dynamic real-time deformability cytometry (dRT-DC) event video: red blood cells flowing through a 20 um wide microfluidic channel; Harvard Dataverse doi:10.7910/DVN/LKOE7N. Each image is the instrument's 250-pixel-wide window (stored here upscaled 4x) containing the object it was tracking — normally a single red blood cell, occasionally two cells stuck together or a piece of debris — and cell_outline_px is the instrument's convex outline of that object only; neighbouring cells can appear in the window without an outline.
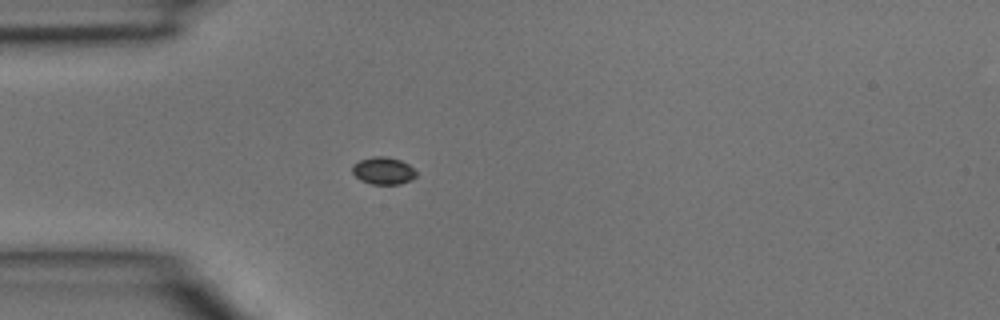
{"species": "common noctule bat (a hibernating species)", "species_latin": "Nyctalus noctula", "temperature_condition": "room temperature", "stored_images_in_passage": 3, "camera_frame_rate_fps": 3000, "um_per_image_px": 0.085, "animal": {"sex": "male", "body_mass_g": 15.6}, "frame": {"image": 1, "passage_image": 3, "time_ms": 0.667, "image_size_px": [1000, 320], "cell_outline_px": [[416, 176], [412, 180], [400, 184], [372, 184], [360, 180], [352, 172], [352, 164], [360, 160], [372, 156], [384, 156], [400, 160], [408, 164], [416, 172]], "centroid_in_image_um": [32.57, 14.51], "position_along_channel_um": 52.4, "area_um2": 10.17}}